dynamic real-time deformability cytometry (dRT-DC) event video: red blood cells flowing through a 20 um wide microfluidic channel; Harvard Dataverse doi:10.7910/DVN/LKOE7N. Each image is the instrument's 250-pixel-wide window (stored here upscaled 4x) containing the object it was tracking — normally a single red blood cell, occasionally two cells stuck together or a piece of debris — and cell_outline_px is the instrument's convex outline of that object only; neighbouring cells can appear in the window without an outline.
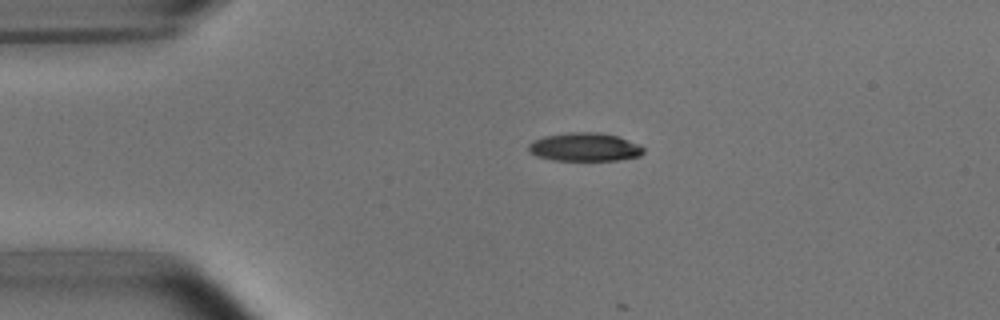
{"species": "common noctule bat (a hibernating species)", "species_latin": "Nyctalus noctula", "temperature_condition": "room temperature", "stored_images_in_passage": 12, "camera_frame_rate_fps": 3000, "um_per_image_px": 0.085, "animal": {"sex": "male", "body_mass_g": 15.6}, "frame": {"image": 1, "passage_image": 10, "time_ms": 3.0, "image_size_px": [1000, 320], "cell_outline_px": [[644, 152], [640, 156], [620, 160], [552, 160], [536, 156], [528, 152], [528, 144], [532, 140], [544, 136], [568, 132], [596, 132], [616, 136], [640, 144], [644, 148]], "centroid_in_image_um": [49.67, 12.5], "position_along_channel_um": 35.3, "area_um2": 19.19}}